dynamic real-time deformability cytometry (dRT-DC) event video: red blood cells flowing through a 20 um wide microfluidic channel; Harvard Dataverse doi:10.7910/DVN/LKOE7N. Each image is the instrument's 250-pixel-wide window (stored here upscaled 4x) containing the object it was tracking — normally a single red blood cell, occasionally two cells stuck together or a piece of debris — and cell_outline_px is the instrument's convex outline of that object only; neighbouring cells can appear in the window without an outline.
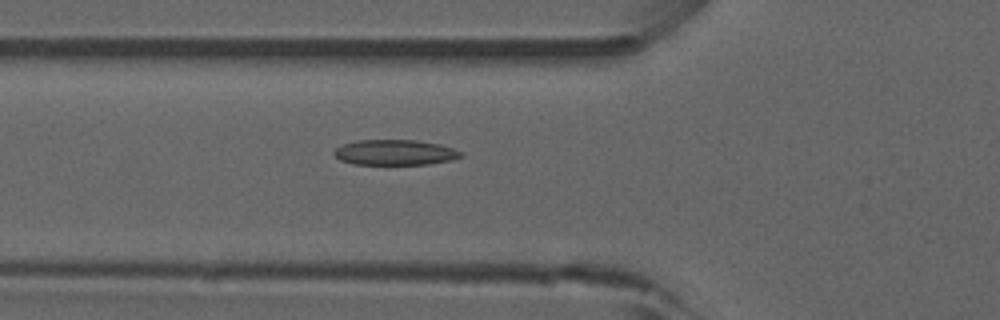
{"species": "common noctule bat (a hibernating species)", "species_latin": "Nyctalus noctula", "temperature_condition": "room temperature", "stored_images_in_passage": 16, "camera_frame_rate_fps": 3000, "um_per_image_px": 0.085, "animal": {"sex": "male", "forearm_length_mm": 52.5}, "frame": {"image": 1, "passage_image": 5, "time_ms": 1.333, "image_size_px": [1000, 320], "cell_outline_px": [[464, 156], [452, 160], [428, 164], [352, 164], [340, 160], [332, 152], [336, 148], [344, 144], [356, 140], [416, 140], [440, 144], [452, 148], [460, 152]], "centroid_in_image_um": [33.56, 12.95], "position_along_channel_um": 92.2, "area_um2": 18.73}}
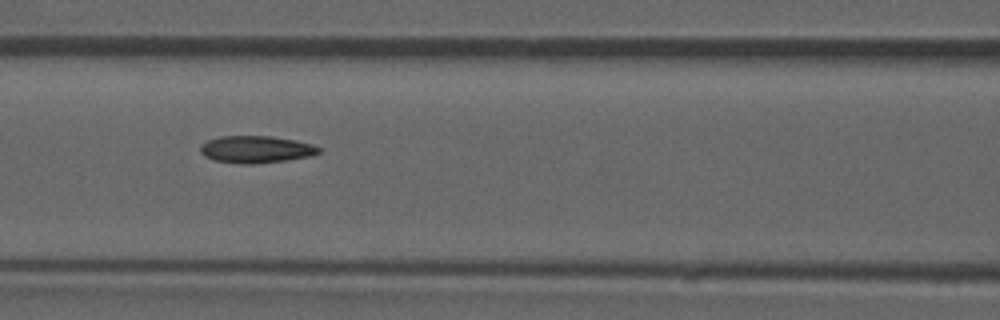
{"frame": {"image": 2, "passage_image": 9, "time_ms": 2.667, "image_size_px": [1000, 320], "cell_outline_px": [[320, 152], [308, 156], [284, 160], [252, 164], [240, 164], [212, 160], [204, 156], [200, 152], [200, 144], [208, 140], [220, 136], [272, 136], [296, 140], [312, 144], [320, 148]], "centroid_in_image_um": [21.71, 12.69], "position_along_channel_um": 144.9, "area_um2": 18.73}}